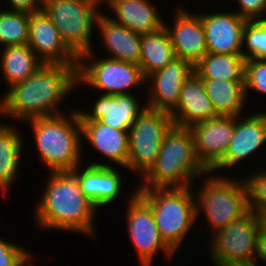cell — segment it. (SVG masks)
<instances>
[{
    "instance_id": "cell-1",
    "label": "cell",
    "mask_w": 266,
    "mask_h": 266,
    "mask_svg": "<svg viewBox=\"0 0 266 266\" xmlns=\"http://www.w3.org/2000/svg\"><path fill=\"white\" fill-rule=\"evenodd\" d=\"M77 65L43 63L26 80L5 89L0 97V119L24 125L32 119L71 111H61V105L76 90Z\"/></svg>"
},
{
    "instance_id": "cell-2",
    "label": "cell",
    "mask_w": 266,
    "mask_h": 266,
    "mask_svg": "<svg viewBox=\"0 0 266 266\" xmlns=\"http://www.w3.org/2000/svg\"><path fill=\"white\" fill-rule=\"evenodd\" d=\"M47 177L32 215L38 230H60L94 239L99 209L84 195L77 178L71 172H49Z\"/></svg>"
},
{
    "instance_id": "cell-3",
    "label": "cell",
    "mask_w": 266,
    "mask_h": 266,
    "mask_svg": "<svg viewBox=\"0 0 266 266\" xmlns=\"http://www.w3.org/2000/svg\"><path fill=\"white\" fill-rule=\"evenodd\" d=\"M24 124L33 131L39 161L47 173L71 172L83 163L84 145L76 108L68 114L32 119Z\"/></svg>"
},
{
    "instance_id": "cell-4",
    "label": "cell",
    "mask_w": 266,
    "mask_h": 266,
    "mask_svg": "<svg viewBox=\"0 0 266 266\" xmlns=\"http://www.w3.org/2000/svg\"><path fill=\"white\" fill-rule=\"evenodd\" d=\"M206 172L195 155L191 129L172 125L165 133L154 166L137 188H186L197 184L196 180Z\"/></svg>"
},
{
    "instance_id": "cell-5",
    "label": "cell",
    "mask_w": 266,
    "mask_h": 266,
    "mask_svg": "<svg viewBox=\"0 0 266 266\" xmlns=\"http://www.w3.org/2000/svg\"><path fill=\"white\" fill-rule=\"evenodd\" d=\"M237 173L238 179L233 175L224 176L225 174L207 171L197 180L199 186L193 185L197 223L198 219L201 218L202 221L206 218L203 223L208 222L205 225L207 232L209 231L207 235L241 219L249 212L247 188L240 172Z\"/></svg>"
},
{
    "instance_id": "cell-6",
    "label": "cell",
    "mask_w": 266,
    "mask_h": 266,
    "mask_svg": "<svg viewBox=\"0 0 266 266\" xmlns=\"http://www.w3.org/2000/svg\"><path fill=\"white\" fill-rule=\"evenodd\" d=\"M150 204L164 242L175 252L186 243L197 223L196 198L193 186L186 188H137Z\"/></svg>"
},
{
    "instance_id": "cell-7",
    "label": "cell",
    "mask_w": 266,
    "mask_h": 266,
    "mask_svg": "<svg viewBox=\"0 0 266 266\" xmlns=\"http://www.w3.org/2000/svg\"><path fill=\"white\" fill-rule=\"evenodd\" d=\"M43 10L58 29L63 43L77 58L94 49L93 32H96V21L102 12L98 3L92 0H43Z\"/></svg>"
},
{
    "instance_id": "cell-8",
    "label": "cell",
    "mask_w": 266,
    "mask_h": 266,
    "mask_svg": "<svg viewBox=\"0 0 266 266\" xmlns=\"http://www.w3.org/2000/svg\"><path fill=\"white\" fill-rule=\"evenodd\" d=\"M95 50L78 58L76 90L87 86L103 95H123L132 94V88L145 87L146 78L138 64L100 58Z\"/></svg>"
},
{
    "instance_id": "cell-9",
    "label": "cell",
    "mask_w": 266,
    "mask_h": 266,
    "mask_svg": "<svg viewBox=\"0 0 266 266\" xmlns=\"http://www.w3.org/2000/svg\"><path fill=\"white\" fill-rule=\"evenodd\" d=\"M173 125L170 113L146 107L128 131V171L143 178L154 166L165 133Z\"/></svg>"
},
{
    "instance_id": "cell-10",
    "label": "cell",
    "mask_w": 266,
    "mask_h": 266,
    "mask_svg": "<svg viewBox=\"0 0 266 266\" xmlns=\"http://www.w3.org/2000/svg\"><path fill=\"white\" fill-rule=\"evenodd\" d=\"M133 189L126 202L125 224L139 266H152L158 252L165 254L169 261L176 253L162 239L150 204L137 192V186Z\"/></svg>"
},
{
    "instance_id": "cell-11",
    "label": "cell",
    "mask_w": 266,
    "mask_h": 266,
    "mask_svg": "<svg viewBox=\"0 0 266 266\" xmlns=\"http://www.w3.org/2000/svg\"><path fill=\"white\" fill-rule=\"evenodd\" d=\"M260 223L256 213L249 211L241 219L219 229L207 238L213 266L254 261Z\"/></svg>"
},
{
    "instance_id": "cell-12",
    "label": "cell",
    "mask_w": 266,
    "mask_h": 266,
    "mask_svg": "<svg viewBox=\"0 0 266 266\" xmlns=\"http://www.w3.org/2000/svg\"><path fill=\"white\" fill-rule=\"evenodd\" d=\"M246 115L235 116V132L227 152L211 172H221L223 175L226 169L230 168L229 172H232L234 166H237L235 169L243 167L241 164L246 161L250 163L251 156L260 152L259 149L266 143V112L251 110V113Z\"/></svg>"
},
{
    "instance_id": "cell-13",
    "label": "cell",
    "mask_w": 266,
    "mask_h": 266,
    "mask_svg": "<svg viewBox=\"0 0 266 266\" xmlns=\"http://www.w3.org/2000/svg\"><path fill=\"white\" fill-rule=\"evenodd\" d=\"M193 72L194 65L191 62L177 58L147 76L146 107L170 113L178 104L181 87Z\"/></svg>"
},
{
    "instance_id": "cell-14",
    "label": "cell",
    "mask_w": 266,
    "mask_h": 266,
    "mask_svg": "<svg viewBox=\"0 0 266 266\" xmlns=\"http://www.w3.org/2000/svg\"><path fill=\"white\" fill-rule=\"evenodd\" d=\"M195 155L210 171L226 154L235 132V116H216L194 124Z\"/></svg>"
},
{
    "instance_id": "cell-15",
    "label": "cell",
    "mask_w": 266,
    "mask_h": 266,
    "mask_svg": "<svg viewBox=\"0 0 266 266\" xmlns=\"http://www.w3.org/2000/svg\"><path fill=\"white\" fill-rule=\"evenodd\" d=\"M180 6V7H179ZM175 8L173 24L164 21L177 58L194 66L208 53L201 16L179 5ZM189 11V12H188Z\"/></svg>"
},
{
    "instance_id": "cell-16",
    "label": "cell",
    "mask_w": 266,
    "mask_h": 266,
    "mask_svg": "<svg viewBox=\"0 0 266 266\" xmlns=\"http://www.w3.org/2000/svg\"><path fill=\"white\" fill-rule=\"evenodd\" d=\"M200 13L208 53L242 55L244 26L248 20L232 11Z\"/></svg>"
},
{
    "instance_id": "cell-17",
    "label": "cell",
    "mask_w": 266,
    "mask_h": 266,
    "mask_svg": "<svg viewBox=\"0 0 266 266\" xmlns=\"http://www.w3.org/2000/svg\"><path fill=\"white\" fill-rule=\"evenodd\" d=\"M27 44L44 64H78V58L63 43L58 29L43 9L29 14Z\"/></svg>"
},
{
    "instance_id": "cell-18",
    "label": "cell",
    "mask_w": 266,
    "mask_h": 266,
    "mask_svg": "<svg viewBox=\"0 0 266 266\" xmlns=\"http://www.w3.org/2000/svg\"><path fill=\"white\" fill-rule=\"evenodd\" d=\"M92 109H78L80 121L100 120L115 129L129 131L139 114L146 108L135 94L103 95L98 94Z\"/></svg>"
},
{
    "instance_id": "cell-19",
    "label": "cell",
    "mask_w": 266,
    "mask_h": 266,
    "mask_svg": "<svg viewBox=\"0 0 266 266\" xmlns=\"http://www.w3.org/2000/svg\"><path fill=\"white\" fill-rule=\"evenodd\" d=\"M81 124V140L89 143L95 151L103 155L106 162L92 161L90 165L111 166L112 163L121 166L128 171V131L115 129L100 120L96 121H80ZM109 162V163H108ZM111 162V163H110Z\"/></svg>"
},
{
    "instance_id": "cell-20",
    "label": "cell",
    "mask_w": 266,
    "mask_h": 266,
    "mask_svg": "<svg viewBox=\"0 0 266 266\" xmlns=\"http://www.w3.org/2000/svg\"><path fill=\"white\" fill-rule=\"evenodd\" d=\"M83 164V165H82ZM116 166L79 164L71 173L77 178L80 189L94 205L101 209L120 196L123 188L122 174Z\"/></svg>"
},
{
    "instance_id": "cell-21",
    "label": "cell",
    "mask_w": 266,
    "mask_h": 266,
    "mask_svg": "<svg viewBox=\"0 0 266 266\" xmlns=\"http://www.w3.org/2000/svg\"><path fill=\"white\" fill-rule=\"evenodd\" d=\"M170 115L173 125L186 128L218 116L206 93L203 79L195 71L181 87L178 104Z\"/></svg>"
},
{
    "instance_id": "cell-22",
    "label": "cell",
    "mask_w": 266,
    "mask_h": 266,
    "mask_svg": "<svg viewBox=\"0 0 266 266\" xmlns=\"http://www.w3.org/2000/svg\"><path fill=\"white\" fill-rule=\"evenodd\" d=\"M153 0H108L104 7L112 14L103 11L112 21L119 23L138 34H148L164 27V20L153 4ZM108 5V6H107ZM112 16V17H111Z\"/></svg>"
},
{
    "instance_id": "cell-23",
    "label": "cell",
    "mask_w": 266,
    "mask_h": 266,
    "mask_svg": "<svg viewBox=\"0 0 266 266\" xmlns=\"http://www.w3.org/2000/svg\"><path fill=\"white\" fill-rule=\"evenodd\" d=\"M96 28L99 31V38L105 54L108 57L124 62H131L139 65L141 54V34L135 33L129 28L112 21L103 11L96 21Z\"/></svg>"
},
{
    "instance_id": "cell-24",
    "label": "cell",
    "mask_w": 266,
    "mask_h": 266,
    "mask_svg": "<svg viewBox=\"0 0 266 266\" xmlns=\"http://www.w3.org/2000/svg\"><path fill=\"white\" fill-rule=\"evenodd\" d=\"M8 121L0 123V192L3 198L13 189L18 172L22 167L24 142L21 132ZM12 187V188H11ZM11 188V189H10Z\"/></svg>"
},
{
    "instance_id": "cell-25",
    "label": "cell",
    "mask_w": 266,
    "mask_h": 266,
    "mask_svg": "<svg viewBox=\"0 0 266 266\" xmlns=\"http://www.w3.org/2000/svg\"><path fill=\"white\" fill-rule=\"evenodd\" d=\"M203 84L217 115H244L248 102L244 81L203 79Z\"/></svg>"
},
{
    "instance_id": "cell-26",
    "label": "cell",
    "mask_w": 266,
    "mask_h": 266,
    "mask_svg": "<svg viewBox=\"0 0 266 266\" xmlns=\"http://www.w3.org/2000/svg\"><path fill=\"white\" fill-rule=\"evenodd\" d=\"M0 52V73L5 79L7 90L12 85L26 80L43 62L28 44L2 47Z\"/></svg>"
},
{
    "instance_id": "cell-27",
    "label": "cell",
    "mask_w": 266,
    "mask_h": 266,
    "mask_svg": "<svg viewBox=\"0 0 266 266\" xmlns=\"http://www.w3.org/2000/svg\"><path fill=\"white\" fill-rule=\"evenodd\" d=\"M140 42L139 66L145 78L177 59L170 35L165 27L153 33L142 34Z\"/></svg>"
},
{
    "instance_id": "cell-28",
    "label": "cell",
    "mask_w": 266,
    "mask_h": 266,
    "mask_svg": "<svg viewBox=\"0 0 266 266\" xmlns=\"http://www.w3.org/2000/svg\"><path fill=\"white\" fill-rule=\"evenodd\" d=\"M244 62L243 55L207 53L194 71L202 79L244 81Z\"/></svg>"
},
{
    "instance_id": "cell-29",
    "label": "cell",
    "mask_w": 266,
    "mask_h": 266,
    "mask_svg": "<svg viewBox=\"0 0 266 266\" xmlns=\"http://www.w3.org/2000/svg\"><path fill=\"white\" fill-rule=\"evenodd\" d=\"M29 38V14L0 9V48L27 44ZM0 49V51H1Z\"/></svg>"
},
{
    "instance_id": "cell-30",
    "label": "cell",
    "mask_w": 266,
    "mask_h": 266,
    "mask_svg": "<svg viewBox=\"0 0 266 266\" xmlns=\"http://www.w3.org/2000/svg\"><path fill=\"white\" fill-rule=\"evenodd\" d=\"M244 59H266V21H247L242 39Z\"/></svg>"
},
{
    "instance_id": "cell-31",
    "label": "cell",
    "mask_w": 266,
    "mask_h": 266,
    "mask_svg": "<svg viewBox=\"0 0 266 266\" xmlns=\"http://www.w3.org/2000/svg\"><path fill=\"white\" fill-rule=\"evenodd\" d=\"M254 168L256 171L252 170L249 176L244 173L242 178L247 188L249 211L258 214L266 211V167L254 165Z\"/></svg>"
},
{
    "instance_id": "cell-32",
    "label": "cell",
    "mask_w": 266,
    "mask_h": 266,
    "mask_svg": "<svg viewBox=\"0 0 266 266\" xmlns=\"http://www.w3.org/2000/svg\"><path fill=\"white\" fill-rule=\"evenodd\" d=\"M246 97L250 91L266 96V59H246L244 62Z\"/></svg>"
},
{
    "instance_id": "cell-33",
    "label": "cell",
    "mask_w": 266,
    "mask_h": 266,
    "mask_svg": "<svg viewBox=\"0 0 266 266\" xmlns=\"http://www.w3.org/2000/svg\"><path fill=\"white\" fill-rule=\"evenodd\" d=\"M35 253L0 237V266H32Z\"/></svg>"
},
{
    "instance_id": "cell-34",
    "label": "cell",
    "mask_w": 266,
    "mask_h": 266,
    "mask_svg": "<svg viewBox=\"0 0 266 266\" xmlns=\"http://www.w3.org/2000/svg\"><path fill=\"white\" fill-rule=\"evenodd\" d=\"M236 12L239 16L248 21L265 20L266 0H235ZM238 9V10H237Z\"/></svg>"
},
{
    "instance_id": "cell-35",
    "label": "cell",
    "mask_w": 266,
    "mask_h": 266,
    "mask_svg": "<svg viewBox=\"0 0 266 266\" xmlns=\"http://www.w3.org/2000/svg\"><path fill=\"white\" fill-rule=\"evenodd\" d=\"M7 10L34 13L43 9V0H7Z\"/></svg>"
},
{
    "instance_id": "cell-36",
    "label": "cell",
    "mask_w": 266,
    "mask_h": 266,
    "mask_svg": "<svg viewBox=\"0 0 266 266\" xmlns=\"http://www.w3.org/2000/svg\"><path fill=\"white\" fill-rule=\"evenodd\" d=\"M254 262L258 264L265 263L266 265V235L261 231L259 232V236L256 242V252Z\"/></svg>"
},
{
    "instance_id": "cell-37",
    "label": "cell",
    "mask_w": 266,
    "mask_h": 266,
    "mask_svg": "<svg viewBox=\"0 0 266 266\" xmlns=\"http://www.w3.org/2000/svg\"><path fill=\"white\" fill-rule=\"evenodd\" d=\"M257 216L260 223V231L266 235V211L258 213Z\"/></svg>"
},
{
    "instance_id": "cell-38",
    "label": "cell",
    "mask_w": 266,
    "mask_h": 266,
    "mask_svg": "<svg viewBox=\"0 0 266 266\" xmlns=\"http://www.w3.org/2000/svg\"><path fill=\"white\" fill-rule=\"evenodd\" d=\"M260 264L255 263L254 261L250 262H236V263H230L223 266H259Z\"/></svg>"
},
{
    "instance_id": "cell-39",
    "label": "cell",
    "mask_w": 266,
    "mask_h": 266,
    "mask_svg": "<svg viewBox=\"0 0 266 266\" xmlns=\"http://www.w3.org/2000/svg\"><path fill=\"white\" fill-rule=\"evenodd\" d=\"M95 1L96 3H98L101 7L102 5L104 6V4L108 1V0H92Z\"/></svg>"
}]
</instances>
